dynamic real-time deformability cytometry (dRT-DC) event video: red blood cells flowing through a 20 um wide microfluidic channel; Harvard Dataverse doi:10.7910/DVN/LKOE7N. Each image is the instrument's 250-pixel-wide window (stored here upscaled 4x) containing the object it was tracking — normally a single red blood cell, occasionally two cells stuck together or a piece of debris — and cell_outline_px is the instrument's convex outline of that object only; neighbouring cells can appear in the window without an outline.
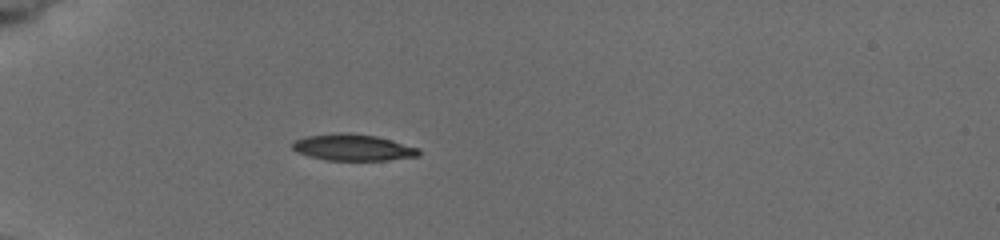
{"species": "common noctule bat (a hibernating species)", "species_latin": "Nyctalus noctula", "temperature_condition": "cold", "stored_images_in_passage": 10, "camera_frame_rate_fps": 3000, "um_per_image_px": 0.085, "animal": {"sex": "female", "body_mass_g": 19.5, "forearm_length_mm": 54.1}, "frame": {"image": 1, "passage_image": 9, "time_ms": 6.333, "image_size_px": [1000, 240], "cell_outline_px": [[420, 156], [388, 160], [324, 160], [308, 156], [292, 148], [292, 144], [296, 140], [304, 136], [340, 132], [348, 132], [376, 136], [420, 148]], "centroid_in_image_um": [30.02, 12.53], "position_along_channel_um": 55.0, "area_um2": 19.54}}